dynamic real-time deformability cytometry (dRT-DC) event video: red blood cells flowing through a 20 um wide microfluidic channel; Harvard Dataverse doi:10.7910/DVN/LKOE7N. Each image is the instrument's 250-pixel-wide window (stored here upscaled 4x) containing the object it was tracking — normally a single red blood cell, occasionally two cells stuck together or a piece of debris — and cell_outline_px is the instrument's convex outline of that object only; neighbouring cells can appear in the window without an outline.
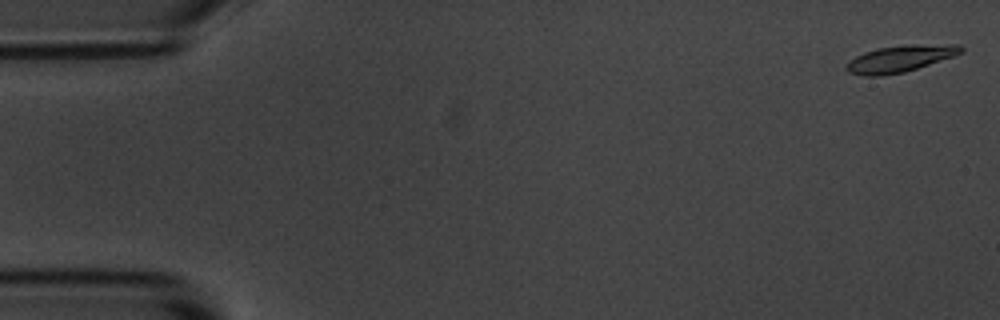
{"species": "common noctule bat (a hibernating species)", "species_latin": "Nyctalus noctula", "temperature_condition": "room temperature", "stored_images_in_passage": 8, "camera_frame_rate_fps": 3000, "um_per_image_px": 0.085, "animal": {"sex": "male", "body_mass_g": 20.1, "forearm_length_mm": 53.5}, "frame": {"image": 1, "passage_image": 1, "time_ms": 0.0, "image_size_px": [1000, 320], "cell_outline_px": [[964, 52], [904, 72], [880, 76], [864, 76], [848, 72], [844, 68], [844, 64], [856, 56], [864, 52], [880, 48], [904, 44], [960, 44], [964, 48]], "centroid_in_image_um": [76.48, 4.98], "position_along_channel_um": 8.5, "area_um2": 17.86}}
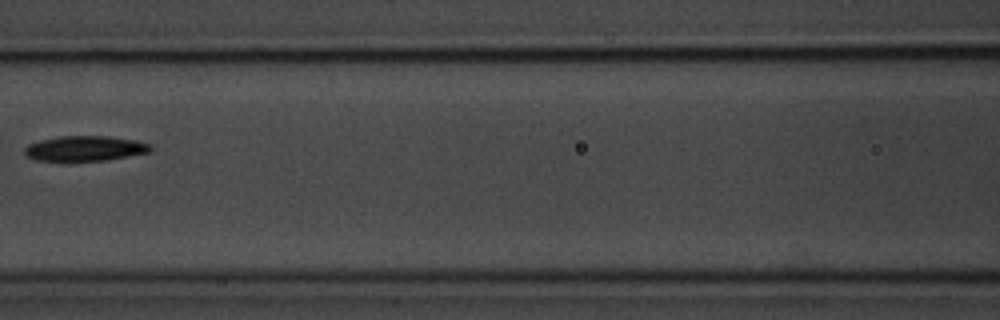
{"frame": {"image": 2, "passage_image": 7, "time_ms": 7.667, "image_size_px": [1000, 320], "cell_outline_px": [[152, 148], [148, 152], [108, 160], [36, 160], [24, 156], [24, 148], [28, 144], [36, 140], [60, 136], [108, 136], [136, 140], [148, 144]], "centroid_in_image_um": [7.15, 12.6], "position_along_channel_um": 159.4, "area_um2": 18.38}}
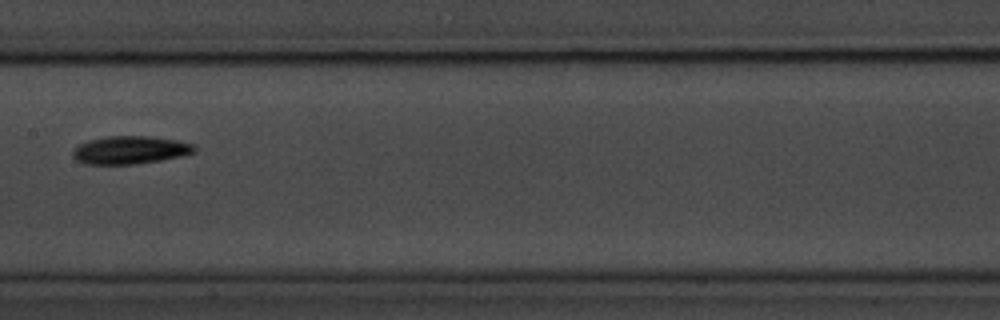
{"frame": {"image": 3, "passage_image": 8, "time_ms": 8.667, "image_size_px": [1000, 320], "cell_outline_px": [[196, 152], [184, 156], [136, 164], [88, 164], [76, 160], [72, 156], [72, 152], [80, 144], [88, 140], [108, 136], [148, 136], [180, 140], [192, 144], [196, 148]], "centroid_in_image_um": [11.1, 12.75], "position_along_channel_um": 196.3, "area_um2": 19.88}}